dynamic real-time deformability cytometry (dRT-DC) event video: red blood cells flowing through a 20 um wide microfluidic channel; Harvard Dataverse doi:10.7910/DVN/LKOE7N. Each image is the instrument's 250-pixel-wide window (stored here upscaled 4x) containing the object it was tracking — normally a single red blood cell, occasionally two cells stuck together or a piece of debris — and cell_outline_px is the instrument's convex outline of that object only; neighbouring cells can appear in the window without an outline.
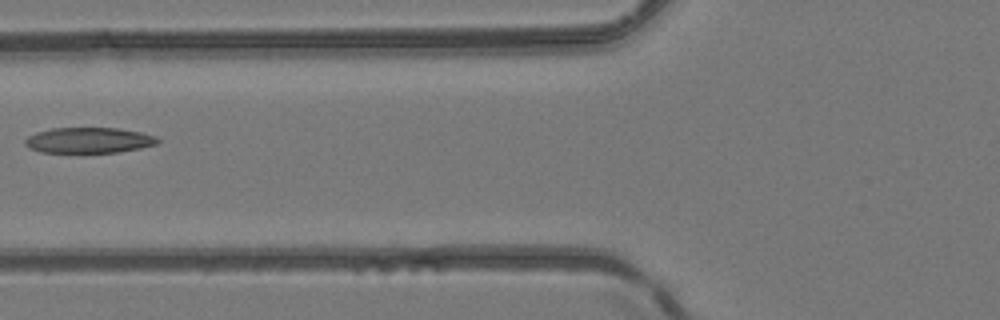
{"species": "common noctule bat (a hibernating species)", "species_latin": "Nyctalus noctula", "temperature_condition": "room temperature", "stored_images_in_passage": 2, "camera_frame_rate_fps": 3000, "um_per_image_px": 0.085, "animal": {"sex": "female", "body_mass_g": 24.6, "forearm_length_mm": 56.2}, "frame": {"image": 1, "passage_image": 2, "time_ms": 1.333, "image_size_px": [1000, 320], "cell_outline_px": [[160, 140], [156, 144], [140, 148], [120, 152], [40, 152], [28, 148], [24, 144], [24, 140], [28, 136], [36, 132], [52, 128], [116, 128], [140, 132], [156, 136]], "centroid_in_image_um": [7.52, 11.92], "position_along_channel_um": 118.3, "area_um2": 19.77}}